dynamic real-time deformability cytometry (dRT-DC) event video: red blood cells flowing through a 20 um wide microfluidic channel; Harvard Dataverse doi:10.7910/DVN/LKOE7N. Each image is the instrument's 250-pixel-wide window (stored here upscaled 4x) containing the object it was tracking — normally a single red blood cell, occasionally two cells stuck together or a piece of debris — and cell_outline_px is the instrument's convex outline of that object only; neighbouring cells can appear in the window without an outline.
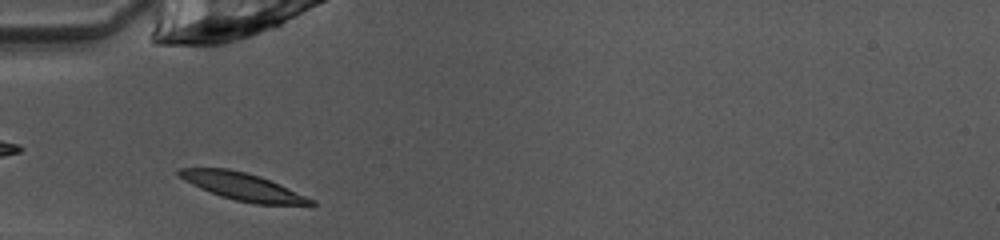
{"species": "common noctule bat (a hibernating species)", "species_latin": "Nyctalus noctula", "temperature_condition": "warm", "stored_images_in_passage": 32, "camera_frame_rate_fps": 3000, "um_per_image_px": 0.085, "animal": {"sex": "female", "body_mass_g": 10.0, "forearm_length_mm": 53.1}, "frame": {"image": 1, "passage_image": 1, "time_ms": 0.0, "image_size_px": [1000, 240], "cell_outline_px": [[316, 204], [256, 204], [236, 200], [220, 196], [200, 188], [184, 180], [176, 172], [176, 168], [228, 168], [260, 176], [316, 200]], "centroid_in_image_um": [20.6, 15.85], "position_along_channel_um": 64.4, "area_um2": 20.75}}
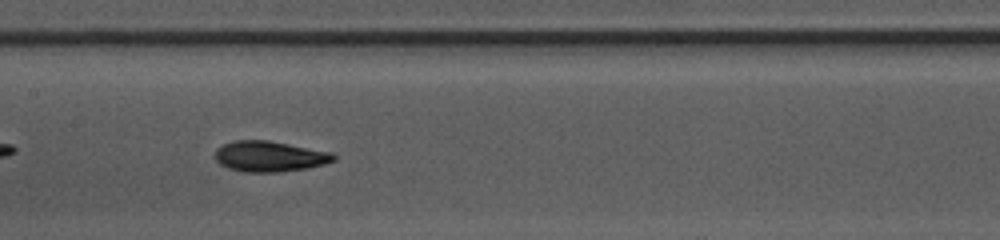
{"frame": {"image": 2, "passage_image": 10, "time_ms": 3.0, "image_size_px": [1000, 240], "cell_outline_px": [[336, 160], [324, 164], [304, 168], [280, 172], [244, 172], [228, 168], [220, 164], [216, 160], [216, 148], [224, 144], [236, 140], [268, 140], [332, 152], [336, 156]], "centroid_in_image_um": [22.92, 13.29], "position_along_channel_um": 184.5, "area_um2": 21.1}}
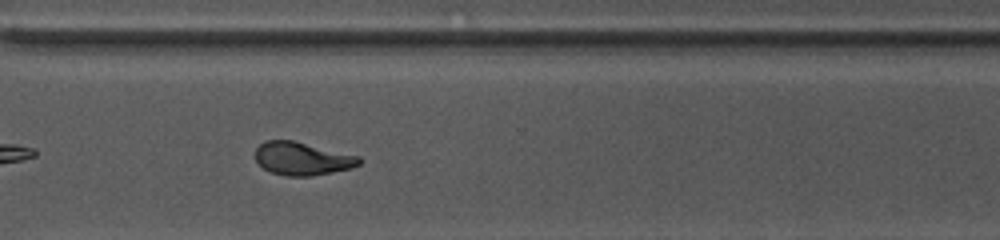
{"frame": {"image": 3, "passage_image": 22, "time_ms": 7.0, "image_size_px": [1000, 240], "cell_outline_px": [[360, 164], [352, 168], [312, 176], [284, 176], [268, 172], [256, 160], [256, 148], [264, 140], [292, 140], [360, 156]], "centroid_in_image_um": [25.68, 13.49], "position_along_channel_um": 344.9, "area_um2": 20.06}}